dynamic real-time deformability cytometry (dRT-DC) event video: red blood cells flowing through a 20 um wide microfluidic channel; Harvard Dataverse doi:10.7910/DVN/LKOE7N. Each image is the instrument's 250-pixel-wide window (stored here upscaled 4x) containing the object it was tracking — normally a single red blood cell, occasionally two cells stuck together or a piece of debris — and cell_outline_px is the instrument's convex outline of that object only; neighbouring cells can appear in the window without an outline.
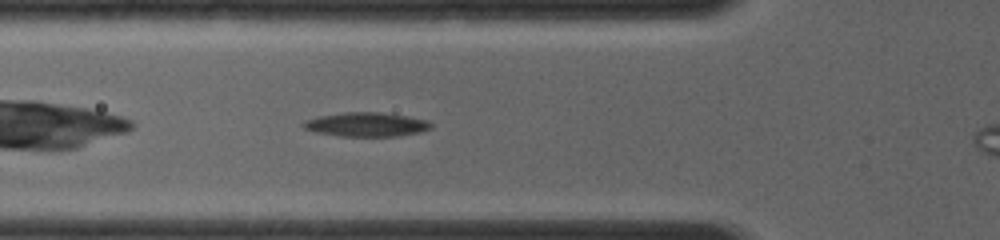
{"species": "common noctule bat (a hibernating species)", "species_latin": "Nyctalus noctula", "temperature_condition": "room temperature", "stored_images_in_passage": 40, "camera_frame_rate_fps": 4000, "um_per_image_px": 0.085, "animal": {"sex": "female", "body_mass_g": 19.0, "forearm_length_mm": 56.7}, "frame": {"image": 1, "passage_image": 4, "time_ms": 0.5, "image_size_px": [1000, 240], "cell_outline_px": [[432, 128], [420, 132], [396, 136], [340, 136], [316, 132], [304, 128], [300, 124], [304, 120], [320, 116], [344, 112], [380, 112], [408, 116], [428, 120], [432, 124]], "centroid_in_image_um": [31.14, 10.57], "position_along_channel_um": 94.7, "area_um2": 17.98}}
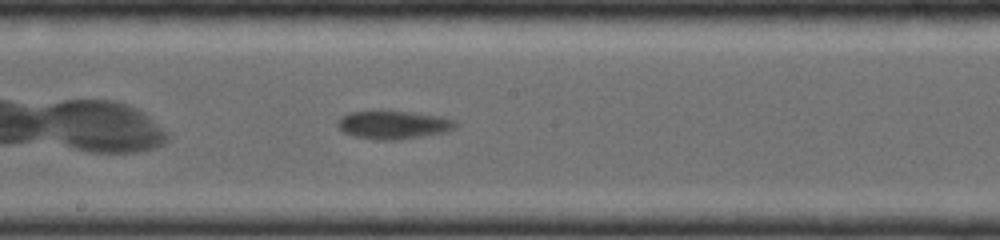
{"frame": {"image": 2, "passage_image": 22, "time_ms": 3.25, "image_size_px": [1000, 240], "cell_outline_px": [[456, 128], [448, 132], [400, 140], [380, 140], [356, 136], [344, 132], [336, 124], [336, 120], [340, 116], [348, 112], [412, 112], [440, 116], [456, 120]], "centroid_in_image_um": [33.47, 10.62], "position_along_channel_um": 214.7, "area_um2": 19.36}}
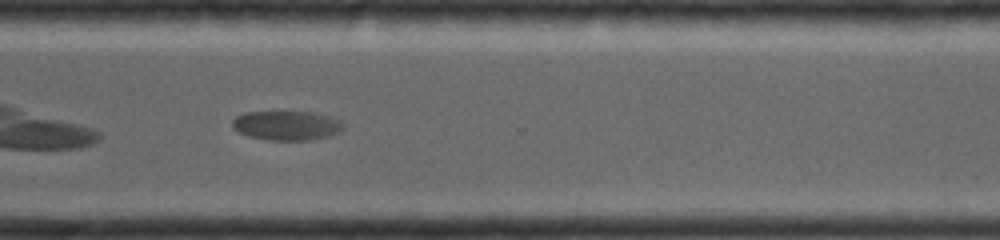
{"frame": {"image": 3, "passage_image": 33, "time_ms": 6.25, "image_size_px": [1000, 240], "cell_outline_px": [[344, 128], [340, 132], [328, 136], [312, 140], [268, 140], [248, 136], [232, 128], [232, 120], [236, 116], [244, 112], [316, 112], [340, 120], [344, 124]], "centroid_in_image_um": [24.37, 10.67], "position_along_channel_um": 346.2, "area_um2": 19.13}}